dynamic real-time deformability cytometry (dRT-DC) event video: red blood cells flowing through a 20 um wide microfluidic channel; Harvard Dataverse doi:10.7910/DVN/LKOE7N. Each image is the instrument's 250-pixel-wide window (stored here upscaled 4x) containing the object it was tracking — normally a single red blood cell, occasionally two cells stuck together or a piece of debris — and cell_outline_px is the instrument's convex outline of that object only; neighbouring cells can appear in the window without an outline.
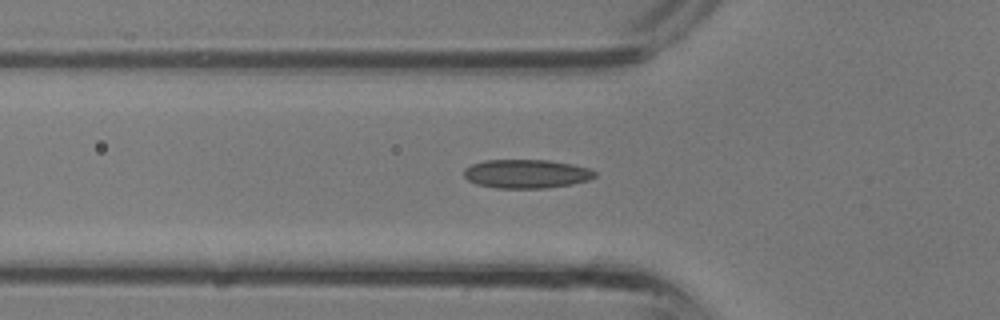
{"species": "common noctule bat (a hibernating species)", "species_latin": "Nyctalus noctula", "temperature_condition": "room temperature", "stored_images_in_passage": 25, "camera_frame_rate_fps": 3000, "um_per_image_px": 0.085, "animal": {"sex": "male", "body_mass_g": 13.3}, "frame": {"image": 1, "passage_image": 4, "time_ms": 1.0, "image_size_px": [1000, 320], "cell_outline_px": [[596, 176], [588, 180], [572, 184], [544, 188], [496, 188], [476, 184], [468, 180], [464, 176], [464, 168], [472, 164], [484, 160], [548, 160], [572, 164], [588, 168], [596, 172]], "centroid_in_image_um": [44.72, 14.77], "position_along_channel_um": 81.1, "area_um2": 21.96}}
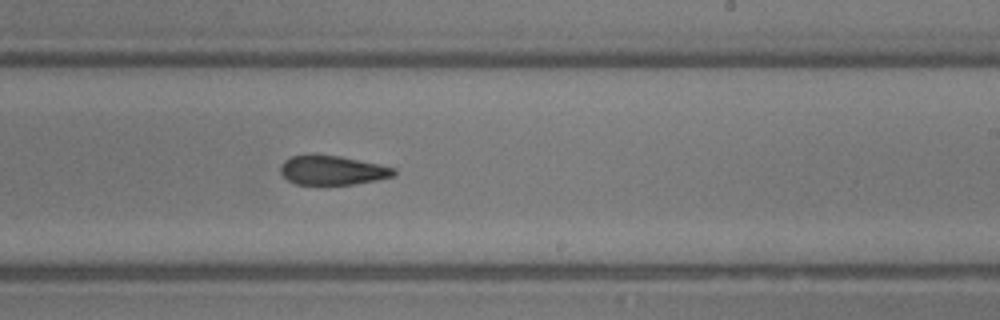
{"frame": {"image": 2, "passage_image": 13, "time_ms": 4.0, "image_size_px": [1000, 320], "cell_outline_px": [[396, 176], [376, 180], [352, 184], [296, 184], [288, 180], [280, 172], [280, 164], [284, 160], [292, 156], [340, 156], [380, 164], [396, 168]], "centroid_in_image_um": [28.29, 14.48], "position_along_channel_um": 260.7, "area_um2": 19.07}}
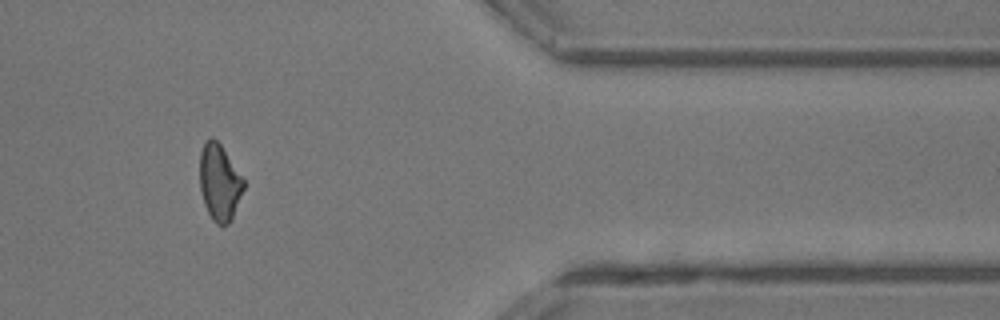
{"frame": {"image": 3, "passage_image": 21, "time_ms": 6.667, "image_size_px": [1000, 320], "cell_outline_px": [[244, 188], [232, 220], [228, 224], [216, 224], [212, 220], [204, 204], [200, 188], [200, 152], [204, 140], [212, 136], [220, 144], [244, 180]], "centroid_in_image_um": [18.64, 15.5], "position_along_channel_um": 392.8, "area_um2": 19.48}}